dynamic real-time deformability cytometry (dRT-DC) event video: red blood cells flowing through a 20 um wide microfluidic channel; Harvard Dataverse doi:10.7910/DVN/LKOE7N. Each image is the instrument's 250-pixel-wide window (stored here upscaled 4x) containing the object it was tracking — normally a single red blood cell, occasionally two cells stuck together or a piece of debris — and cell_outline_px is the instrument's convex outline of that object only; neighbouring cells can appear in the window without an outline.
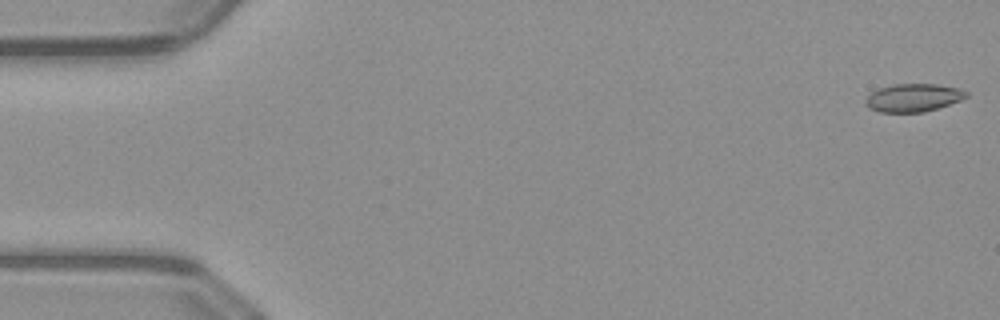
{"species": "common noctule bat (a hibernating species)", "species_latin": "Nyctalus noctula", "temperature_condition": "warm", "stored_images_in_passage": 51, "camera_frame_rate_fps": 3000, "um_per_image_px": 0.085, "animal": {"sex": "male", "body_mass_g": 23.1, "forearm_length_mm": 52.7}, "frame": {"image": 1, "passage_image": 1, "time_ms": 0.0, "image_size_px": [1000, 320], "cell_outline_px": [[968, 96], [960, 100], [924, 112], [880, 112], [868, 108], [864, 104], [864, 100], [872, 92], [880, 88], [892, 84], [936, 84], [956, 88], [968, 92]], "centroid_in_image_um": [77.58, 8.31], "position_along_channel_um": 7.4, "area_um2": 16.3}}
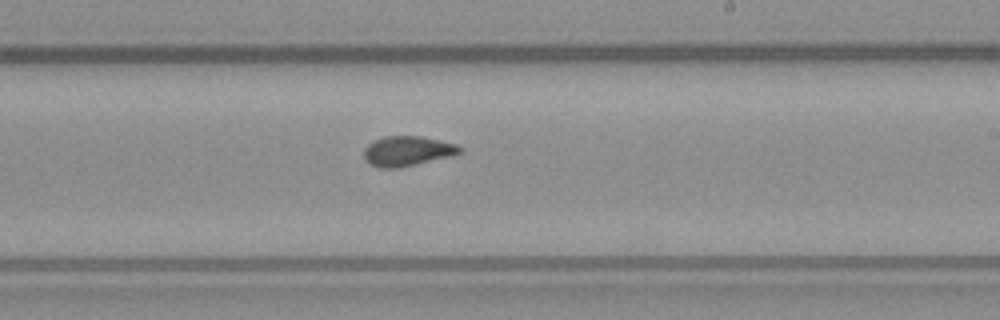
{"frame": {"image": 2, "passage_image": 30, "time_ms": 9.667, "image_size_px": [1000, 320], "cell_outline_px": [[464, 152], [400, 168], [380, 168], [368, 164], [364, 160], [364, 148], [368, 144], [384, 136], [420, 136], [456, 144]], "centroid_in_image_um": [34.57, 12.85], "position_along_channel_um": 254.4, "area_um2": 16.59}}
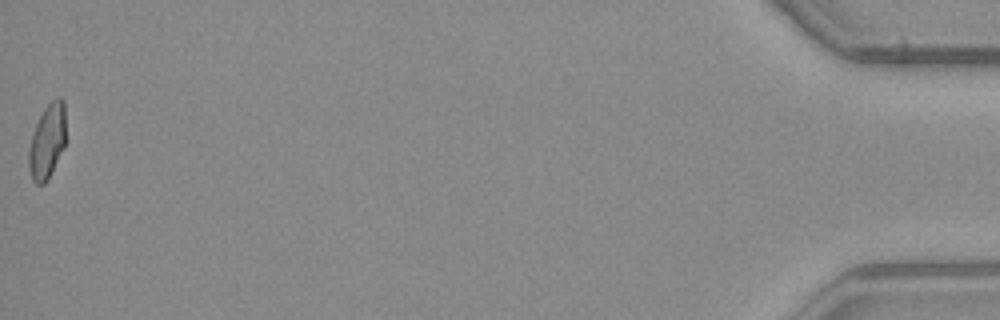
{"frame": {"image": 3, "passage_image": 51, "time_ms": 16.667, "image_size_px": [1000, 320], "cell_outline_px": [[64, 148], [48, 180], [44, 184], [36, 184], [32, 180], [28, 168], [28, 152], [32, 132], [44, 108], [52, 100], [60, 96], [64, 100]], "centroid_in_image_um": [3.99, 12.05], "position_along_channel_um": 431.2, "area_um2": 16.13}, "authors_computed_cell_mechanics": {"area_um2": 16.5308, "velocity_mm_per_s": 4.0651, "shape_relaxation_time_tau1_ms": null, "shape_relaxation_time_tau2_ms": 0.9375, "deformation_change_tau1": null, "deformation_change_tau2": 0.0483}}